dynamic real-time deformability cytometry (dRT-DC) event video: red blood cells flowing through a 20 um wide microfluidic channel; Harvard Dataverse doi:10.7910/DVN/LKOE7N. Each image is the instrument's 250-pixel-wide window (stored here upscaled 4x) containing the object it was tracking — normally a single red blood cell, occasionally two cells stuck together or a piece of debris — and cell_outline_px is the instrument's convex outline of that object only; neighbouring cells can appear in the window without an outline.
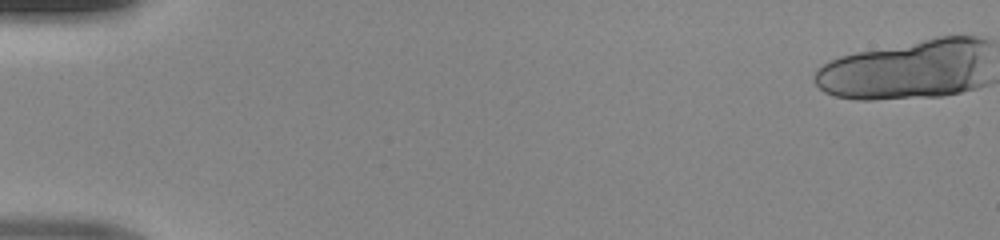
{"species": "human", "species_latin": "Homo sapiens", "temperature_condition": "room temperature", "stored_images_in_passage": 21, "camera_frame_rate_fps": 3000, "um_per_image_px": 0.085, "donor": {"sex": "male"}, "frame": {"image": 1, "passage_image": 1, "time_ms": 0.0, "image_size_px": [1000, 240], "cell_outline_px": [[980, 40], [968, 88], [956, 92], [904, 96], [840, 96], [828, 92], [820, 88], [816, 80], [816, 76], [820, 68], [844, 56], [864, 52], [948, 36], [968, 36]], "centroid_in_image_um": [76.81, 5.9], "position_along_channel_um": 8.2, "area_um2": 53.0}}
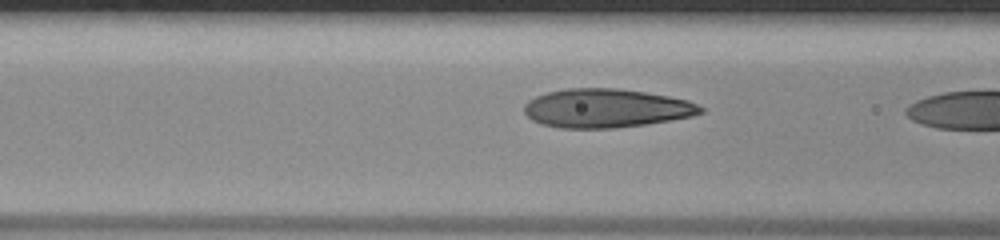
{"frame": {"image": 2, "passage_image": 20, "time_ms": 6.333, "image_size_px": [1000, 240], "cell_outline_px": [[700, 112], [688, 116], [640, 124], [600, 128], [572, 128], [548, 124], [536, 120], [528, 116], [524, 108], [532, 100], [540, 96], [552, 92], [580, 88], [604, 88], [640, 92], [664, 96], [684, 100], [700, 108]], "centroid_in_image_um": [51.48, 9.2], "position_along_channel_um": 115.1, "area_um2": 37.11}}